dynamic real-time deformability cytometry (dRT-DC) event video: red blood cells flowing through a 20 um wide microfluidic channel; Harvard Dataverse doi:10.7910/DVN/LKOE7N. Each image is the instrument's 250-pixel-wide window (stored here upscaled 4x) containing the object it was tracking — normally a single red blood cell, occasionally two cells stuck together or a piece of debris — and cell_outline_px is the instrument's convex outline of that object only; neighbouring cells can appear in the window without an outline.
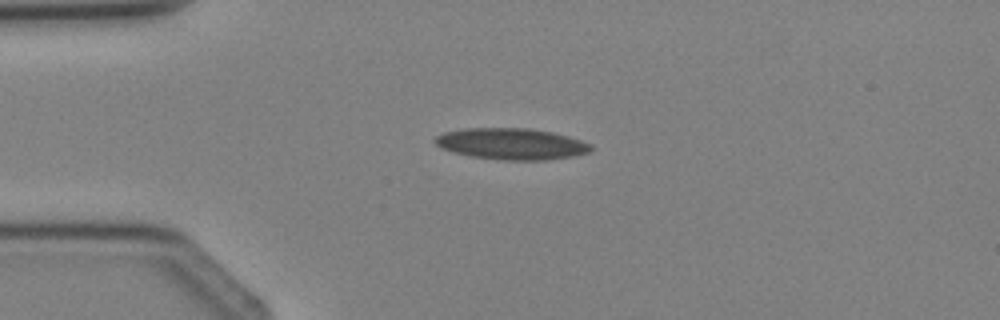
{"species": "Egyptian fruit bat (a non-hibernating species)", "species_latin": "Rousettus aegyptiacus", "temperature_condition": "cold", "stored_images_in_passage": 2, "camera_frame_rate_fps": 3000, "um_per_image_px": 0.085, "animal": {"sex": "female"}, "frame": {"image": 1, "passage_image": 2, "time_ms": 1.0, "image_size_px": [1000, 320], "cell_outline_px": [[592, 148], [588, 152], [572, 156], [544, 160], [504, 160], [472, 156], [440, 148], [432, 140], [436, 136], [444, 132], [464, 128], [528, 128], [552, 132], [568, 136], [592, 144]], "centroid_in_image_um": [43.45, 12.22], "position_along_channel_um": 41.5, "area_um2": 28.32}}